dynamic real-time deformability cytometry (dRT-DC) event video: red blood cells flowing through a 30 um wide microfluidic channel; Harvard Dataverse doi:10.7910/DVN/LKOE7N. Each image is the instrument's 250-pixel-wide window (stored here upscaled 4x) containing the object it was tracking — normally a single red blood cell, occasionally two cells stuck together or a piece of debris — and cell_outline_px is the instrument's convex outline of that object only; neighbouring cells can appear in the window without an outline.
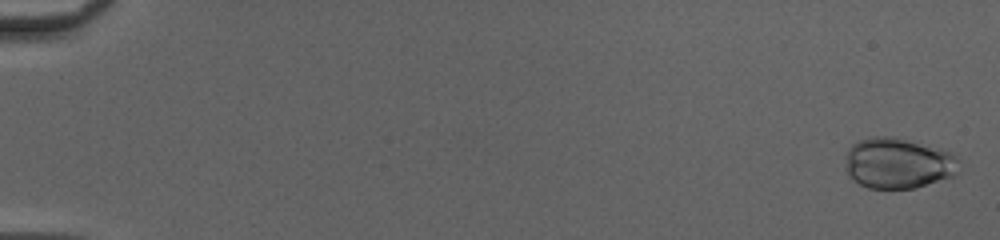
{"species": "common noctule bat (a hibernating species)", "species_latin": "Nyctalus noctula", "temperature_condition": "cold", "stored_images_in_passage": 51, "camera_frame_rate_fps": 3000, "um_per_image_px": 0.085, "animal": {"sex": "female", "body_mass_g": 20.0, "forearm_length_mm": 54.0}, "frame": {"image": 1, "passage_image": 2, "time_ms": 0.333, "image_size_px": [1000, 240], "cell_outline_px": [[960, 160], [956, 176], [916, 188], [868, 188], [852, 180], [844, 168], [844, 156], [848, 148], [852, 144], [860, 140], [872, 136], [892, 136], [948, 152], [956, 156]], "centroid_in_image_um": [76.29, 13.89], "position_along_channel_um": 8.7, "area_um2": 33.81}}
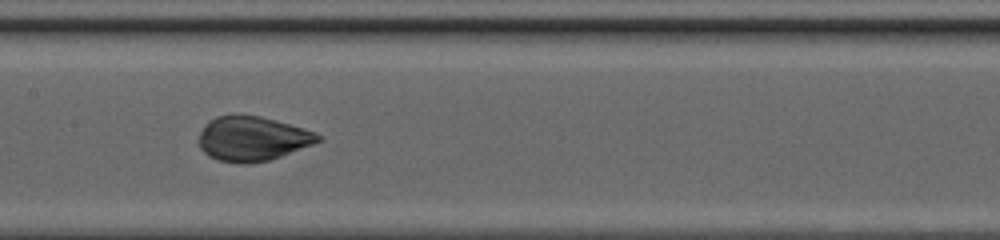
{"frame": {"image": 2, "passage_image": 28, "time_ms": 9.0, "image_size_px": [1000, 240], "cell_outline_px": [[324, 140], [280, 156], [268, 160], [248, 164], [236, 164], [216, 160], [208, 156], [200, 148], [200, 132], [204, 124], [208, 120], [216, 116], [260, 116], [304, 128], [316, 132], [324, 136]], "centroid_in_image_um": [21.46, 11.8], "position_along_channel_um": 185.9, "area_um2": 30.98}}
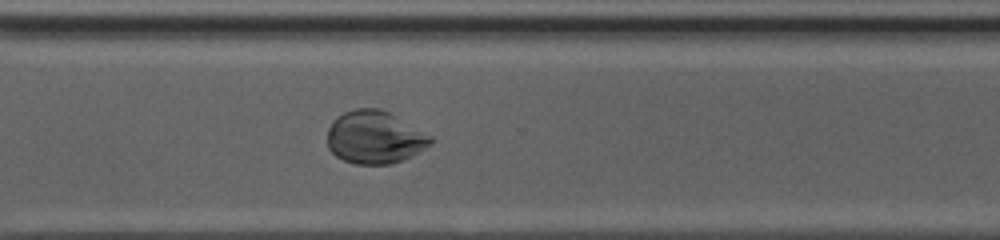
{"frame": {"image": 3, "passage_image": 39, "time_ms": 12.667, "image_size_px": [1000, 240], "cell_outline_px": [[432, 144], [412, 156], [388, 164], [356, 164], [344, 160], [336, 156], [328, 148], [328, 128], [332, 120], [336, 116], [344, 112], [356, 108], [380, 108], [388, 112], [432, 136]], "centroid_in_image_um": [31.83, 11.66], "position_along_channel_um": 338.8, "area_um2": 31.67}}